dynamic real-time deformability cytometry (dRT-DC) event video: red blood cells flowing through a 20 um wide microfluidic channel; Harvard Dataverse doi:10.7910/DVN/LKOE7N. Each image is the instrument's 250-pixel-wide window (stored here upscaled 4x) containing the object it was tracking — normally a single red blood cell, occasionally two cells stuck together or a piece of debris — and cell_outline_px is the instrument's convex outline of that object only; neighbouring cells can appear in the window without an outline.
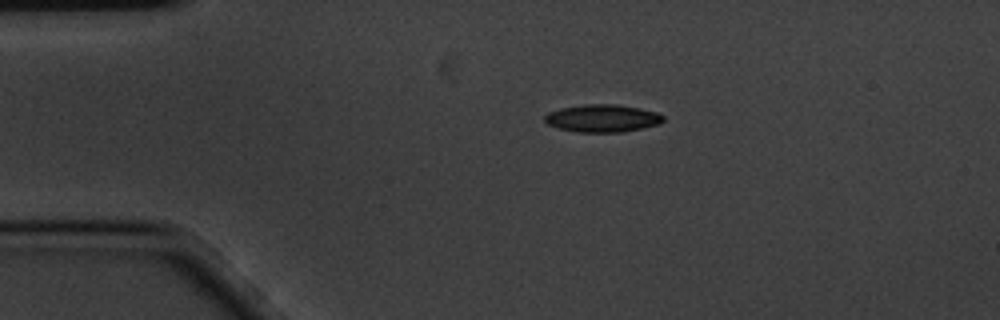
{"species": "common noctule bat (a hibernating species)", "species_latin": "Nyctalus noctula", "temperature_condition": "cold", "stored_images_in_passage": 6, "camera_frame_rate_fps": 3000, "um_per_image_px": 0.085, "animal": {"sex": "male", "body_mass_g": 20.1, "forearm_length_mm": 53.5}, "frame": {"image": 1, "passage_image": 3, "time_ms": 0.667, "image_size_px": [1000, 320], "cell_outline_px": [[664, 120], [660, 124], [620, 132], [576, 132], [556, 128], [548, 124], [544, 120], [544, 116], [548, 112], [560, 108], [584, 104], [616, 104], [656, 112], [664, 116]], "centroid_in_image_um": [51.16, 10.05], "position_along_channel_um": 33.8, "area_um2": 19.02}}
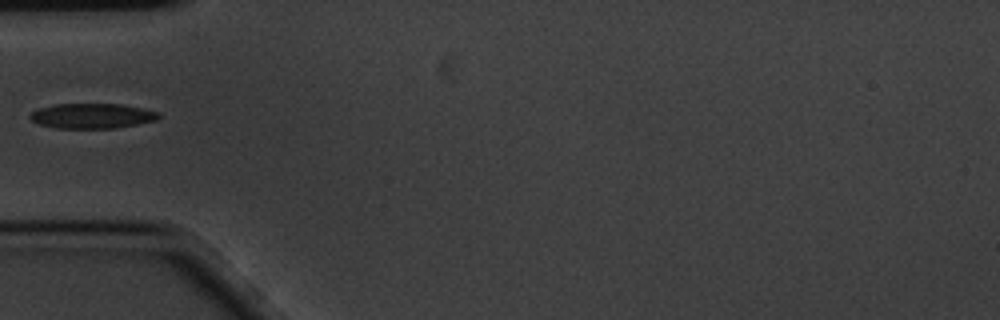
{"frame": {"image": 2, "passage_image": 5, "time_ms": 1.333, "image_size_px": [1000, 320], "cell_outline_px": [[160, 116], [156, 120], [116, 128], [56, 128], [40, 124], [32, 120], [28, 116], [32, 112], [40, 108], [56, 104], [120, 104], [160, 112]], "centroid_in_image_um": [7.83, 9.85], "position_along_channel_um": 77.2, "area_um2": 18.55}}
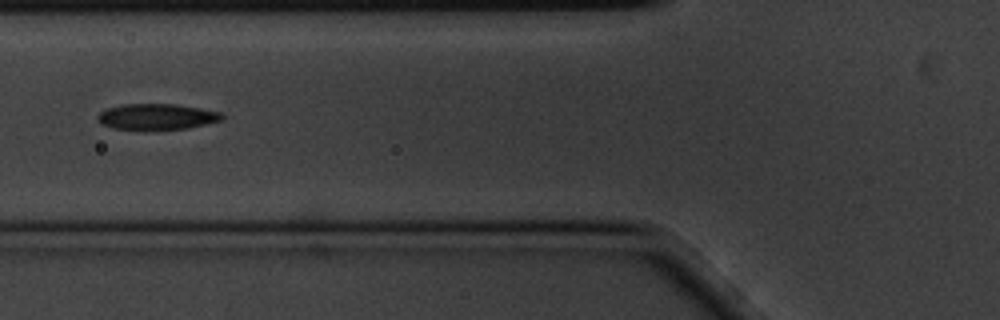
{"frame": {"image": 3, "passage_image": 6, "time_ms": 1.667, "image_size_px": [1000, 320], "cell_outline_px": [[224, 120], [188, 128], [112, 128], [104, 124], [96, 116], [104, 108], [120, 104], [176, 104], [200, 108], [220, 112], [224, 116]], "centroid_in_image_um": [13.35, 9.88], "position_along_channel_um": 112.4, "area_um2": 18.38}}